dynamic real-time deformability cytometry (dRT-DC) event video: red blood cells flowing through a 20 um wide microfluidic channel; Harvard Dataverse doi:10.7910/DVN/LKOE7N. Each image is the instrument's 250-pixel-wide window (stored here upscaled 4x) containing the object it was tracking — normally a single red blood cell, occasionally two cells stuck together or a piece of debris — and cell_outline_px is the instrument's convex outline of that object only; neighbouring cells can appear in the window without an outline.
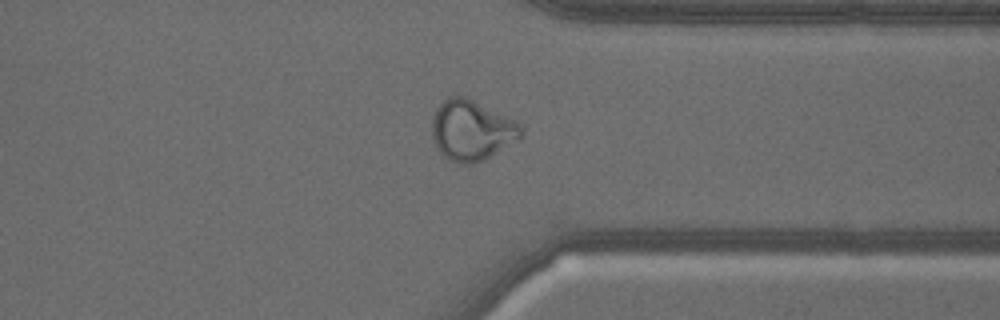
{"species": "common noctule bat (a hibernating species)", "species_latin": "Nyctalus noctula", "temperature_condition": "warm", "stored_images_in_passage": 58, "camera_frame_rate_fps": 3000, "um_per_image_px": 0.085, "animal": {"sex": "male", "body_mass_g": 18.8}, "frame": {"image": 1, "passage_image": 45, "time_ms": 14.667, "image_size_px": [1000, 320], "cell_outline_px": [[524, 136], [520, 140], [484, 160], [472, 164], [464, 164], [448, 160], [436, 148], [432, 136], [432, 116], [436, 108], [448, 96], [464, 96], [516, 120], [524, 128]], "centroid_in_image_um": [40.12, 11.09], "position_along_channel_um": 371.3, "area_um2": 31.79}}
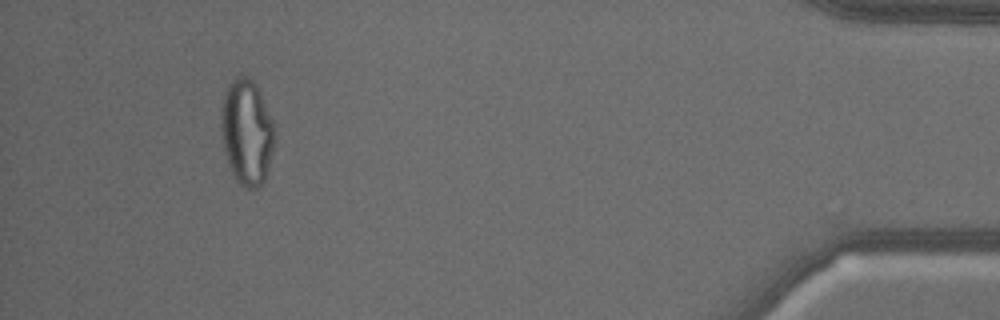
{"frame": {"image": 2, "passage_image": 54, "time_ms": 17.667, "image_size_px": [1000, 320], "cell_outline_px": [[276, 140], [268, 168], [264, 180], [256, 188], [248, 188], [240, 184], [236, 180], [228, 164], [224, 148], [220, 128], [220, 108], [228, 84], [236, 76], [248, 76], [256, 84], [260, 92], [276, 128]], "centroid_in_image_um": [20.98, 11.2], "position_along_channel_um": 414.2, "area_um2": 33.23}}